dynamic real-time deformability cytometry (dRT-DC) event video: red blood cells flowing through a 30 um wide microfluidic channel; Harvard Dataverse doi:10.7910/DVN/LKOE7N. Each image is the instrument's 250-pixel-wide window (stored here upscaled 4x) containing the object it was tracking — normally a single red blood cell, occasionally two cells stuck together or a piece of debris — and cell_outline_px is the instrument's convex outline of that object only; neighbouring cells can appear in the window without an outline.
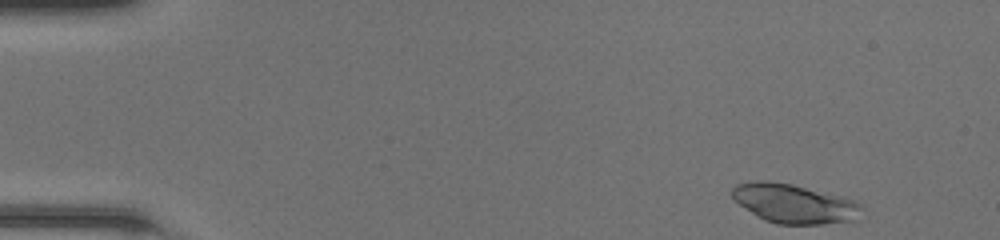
{"species": "common noctule bat (a hibernating species)", "species_latin": "Nyctalus noctula", "temperature_condition": "room temperature", "stored_images_in_passage": 45, "camera_frame_rate_fps": 3000, "um_per_image_px": 0.085, "animal": {"sex": "female", "body_mass_g": 20.0, "forearm_length_mm": 54.0}, "frame": {"image": 1, "passage_image": 1, "time_ms": 0.0, "image_size_px": [1000, 240], "cell_outline_px": [[864, 208], [852, 220], [824, 224], [776, 224], [764, 220], [756, 216], [740, 204], [732, 196], [732, 188], [736, 184], [748, 180], [768, 180], [792, 184], [840, 196], [852, 200], [860, 204]], "centroid_in_image_um": [67.44, 17.29], "position_along_channel_um": 17.6, "area_um2": 29.42}}
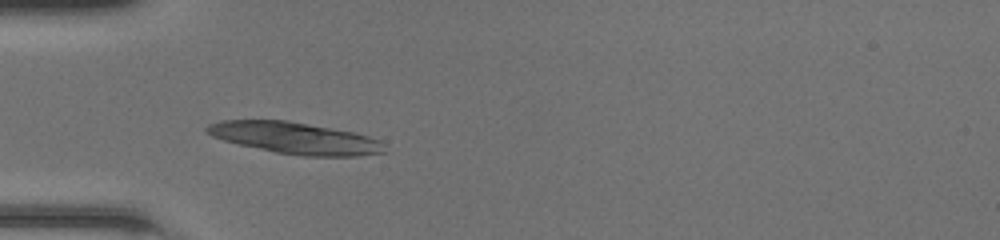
{"frame": {"image": 2, "passage_image": 12, "time_ms": 3.667, "image_size_px": [1000, 240], "cell_outline_px": [[388, 152], [360, 156], [304, 156], [276, 152], [240, 144], [224, 140], [212, 136], [204, 132], [204, 128], [208, 124], [220, 120], [288, 120], [352, 132], [368, 136], [380, 140], [384, 144]], "centroid_in_image_um": [25.09, 11.73], "position_along_channel_um": 59.9, "area_um2": 32.77}}